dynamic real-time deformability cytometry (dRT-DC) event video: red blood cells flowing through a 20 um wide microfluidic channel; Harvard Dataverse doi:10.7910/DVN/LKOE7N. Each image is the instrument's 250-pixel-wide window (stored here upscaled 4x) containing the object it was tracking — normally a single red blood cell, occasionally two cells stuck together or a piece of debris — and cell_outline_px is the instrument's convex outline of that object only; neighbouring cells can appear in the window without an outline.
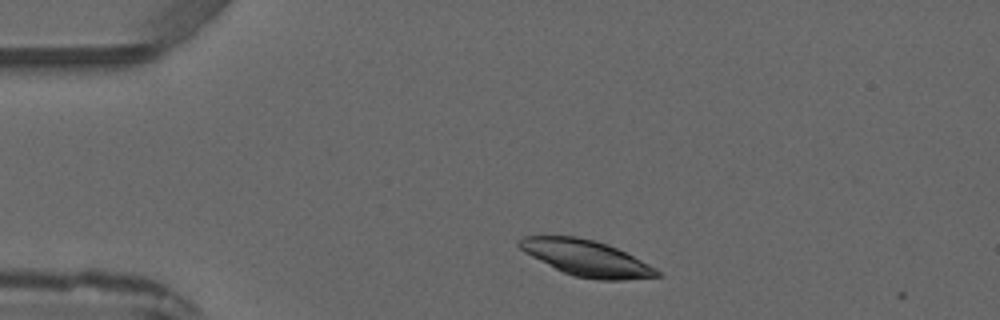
{"species": "common noctule bat (a hibernating species)", "species_latin": "Nyctalus noctula", "temperature_condition": "warm", "stored_images_in_passage": 2, "camera_frame_rate_fps": 3000, "um_per_image_px": 0.085, "animal": {"sex": "male", "forearm_length_mm": 52.5}, "frame": {"image": 1, "passage_image": 1, "time_ms": 0.0, "image_size_px": [1000, 320], "cell_outline_px": [[660, 276], [624, 280], [600, 280], [576, 276], [564, 272], [524, 252], [516, 244], [524, 236], [576, 236], [608, 244], [656, 268], [660, 272]], "centroid_in_image_um": [49.84, 21.93], "position_along_channel_um": 35.2, "area_um2": 28.26}}